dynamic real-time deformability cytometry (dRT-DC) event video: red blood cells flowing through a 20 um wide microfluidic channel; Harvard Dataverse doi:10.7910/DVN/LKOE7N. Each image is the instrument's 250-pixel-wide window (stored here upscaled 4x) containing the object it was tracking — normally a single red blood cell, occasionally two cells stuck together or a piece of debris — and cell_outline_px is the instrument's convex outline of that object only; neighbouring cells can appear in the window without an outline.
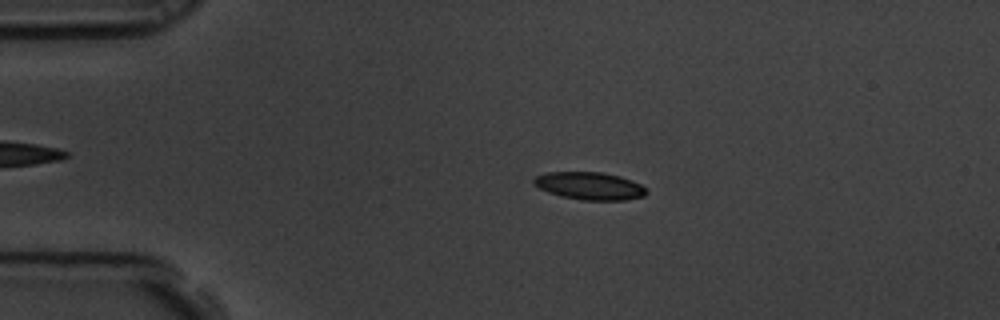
{"species": "common noctule bat (a hibernating species)", "species_latin": "Nyctalus noctula", "temperature_condition": "room temperature", "stored_images_in_passage": 9, "camera_frame_rate_fps": 3000, "um_per_image_px": 0.085, "animal": {"sex": "male", "body_mass_g": 19.5, "forearm_length_mm": 54.6}, "frame": {"image": 1, "passage_image": 2, "time_ms": 0.333, "image_size_px": [1000, 320], "cell_outline_px": [[648, 192], [644, 196], [624, 200], [580, 200], [560, 196], [548, 192], [532, 184], [532, 180], [536, 176], [548, 172], [600, 172], [620, 176], [632, 180], [648, 188]], "centroid_in_image_um": [50.13, 15.8], "position_along_channel_um": 34.9, "area_um2": 18.26}}
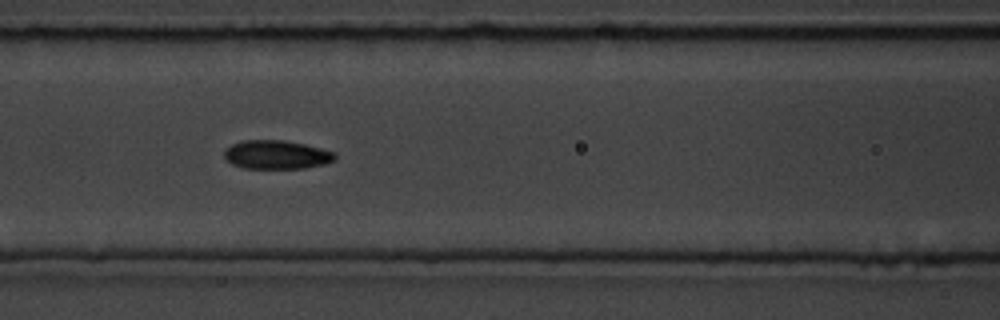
{"frame": {"image": 2, "passage_image": 6, "time_ms": 1.667, "image_size_px": [1000, 320], "cell_outline_px": [[336, 160], [324, 164], [304, 168], [240, 168], [224, 160], [224, 152], [232, 144], [240, 140], [284, 140], [304, 144], [336, 152]], "centroid_in_image_um": [23.49, 13.15], "position_along_channel_um": 143.1, "area_um2": 18.67}}